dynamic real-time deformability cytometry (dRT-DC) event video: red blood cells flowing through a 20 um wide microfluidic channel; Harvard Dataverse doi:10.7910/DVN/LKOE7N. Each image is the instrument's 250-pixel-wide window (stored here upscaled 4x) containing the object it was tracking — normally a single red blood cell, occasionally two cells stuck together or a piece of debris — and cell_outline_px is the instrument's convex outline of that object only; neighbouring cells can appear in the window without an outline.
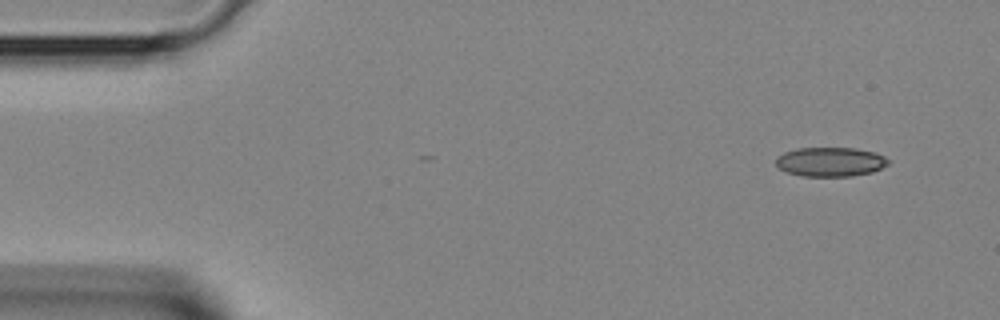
{"species": "Egyptian fruit bat (a non-hibernating species)", "species_latin": "Rousettus aegyptiacus", "temperature_condition": "room temperature", "stored_images_in_passage": 3, "camera_frame_rate_fps": 3000, "um_per_image_px": 0.085, "animal": {"sex": "female"}, "frame": {"image": 1, "passage_image": 1, "time_ms": 0.0, "image_size_px": [1000, 320], "cell_outline_px": [[888, 164], [872, 172], [852, 176], [804, 176], [784, 172], [776, 164], [776, 156], [784, 152], [796, 148], [856, 148], [876, 152], [884, 156], [888, 160]], "centroid_in_image_um": [70.56, 13.75], "position_along_channel_um": 14.4, "area_um2": 19.25}}